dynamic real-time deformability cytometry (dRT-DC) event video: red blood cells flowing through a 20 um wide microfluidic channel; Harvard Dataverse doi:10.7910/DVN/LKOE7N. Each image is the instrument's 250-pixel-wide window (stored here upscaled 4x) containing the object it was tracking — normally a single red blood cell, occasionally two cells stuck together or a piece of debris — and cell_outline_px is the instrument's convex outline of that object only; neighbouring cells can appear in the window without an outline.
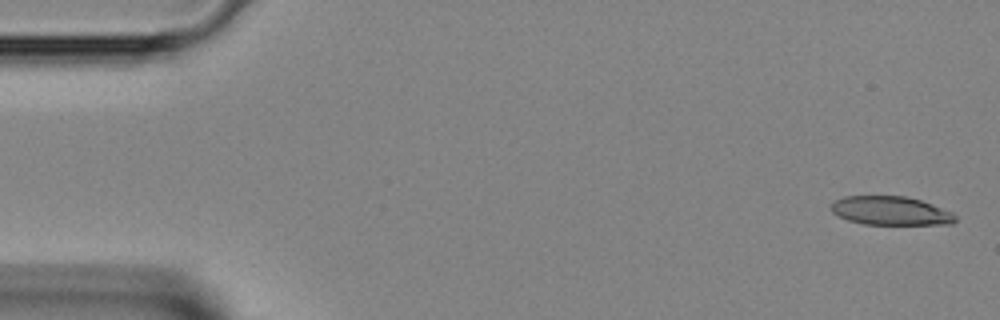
{"species": "Egyptian fruit bat (a non-hibernating species)", "species_latin": "Rousettus aegyptiacus", "temperature_condition": "room temperature", "stored_images_in_passage": 44, "camera_frame_rate_fps": 3000, "um_per_image_px": 0.085, "animal": {"sex": "female"}, "frame": {"image": 1, "passage_image": 1, "time_ms": 0.0, "image_size_px": [1000, 320], "cell_outline_px": [[956, 220], [952, 224], [864, 224], [848, 220], [832, 212], [832, 204], [836, 200], [844, 196], [908, 196], [932, 204], [952, 212], [956, 216]], "centroid_in_image_um": [75.73, 17.91], "position_along_channel_um": 9.3, "area_um2": 20.63}}
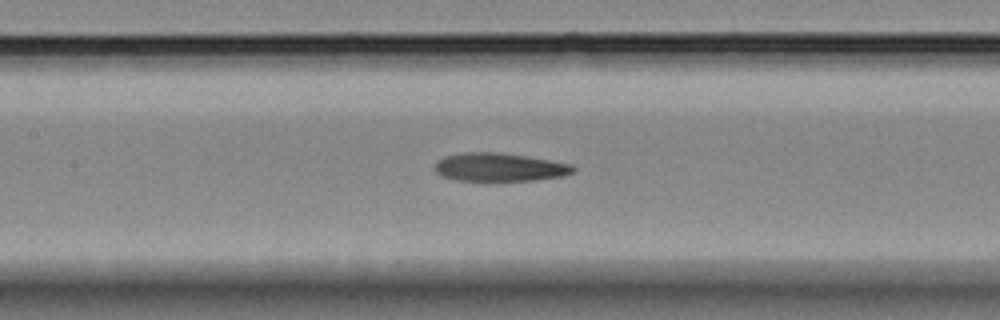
{"frame": {"image": 2, "passage_image": 19, "time_ms": 6.0, "image_size_px": [1000, 320], "cell_outline_px": [[576, 172], [564, 176], [536, 180], [456, 180], [440, 176], [436, 172], [436, 164], [444, 156], [468, 152], [496, 152], [524, 156], [572, 164], [576, 168]], "centroid_in_image_um": [42.5, 14.22], "position_along_channel_um": 164.9, "area_um2": 22.6}}
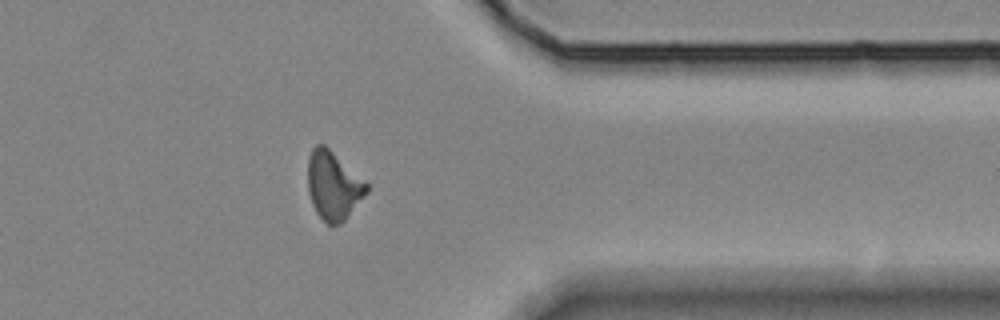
{"frame": {"image": 3, "passage_image": 34, "time_ms": 11.0, "image_size_px": [1000, 320], "cell_outline_px": [[368, 192], [344, 220], [340, 224], [328, 224], [316, 212], [312, 204], [308, 192], [308, 156], [312, 148], [316, 144], [324, 144], [368, 184]], "centroid_in_image_um": [28.31, 15.76], "position_along_channel_um": 383.1, "area_um2": 23.12}}